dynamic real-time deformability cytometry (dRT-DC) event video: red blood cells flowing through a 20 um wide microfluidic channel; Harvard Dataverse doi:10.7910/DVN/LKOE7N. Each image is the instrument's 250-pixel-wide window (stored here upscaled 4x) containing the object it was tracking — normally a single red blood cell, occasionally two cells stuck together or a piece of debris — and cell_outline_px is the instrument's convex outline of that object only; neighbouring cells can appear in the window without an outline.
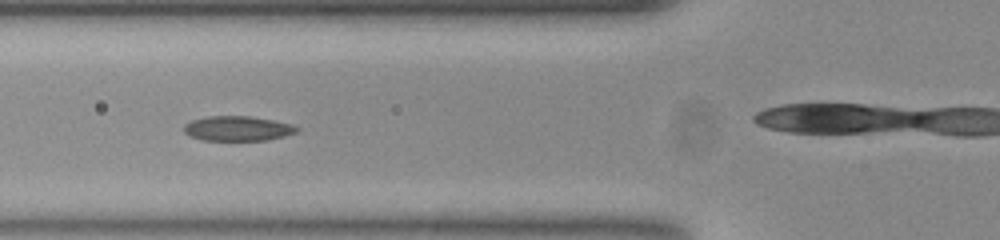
{"species": "common noctule bat (a hibernating species)", "species_latin": "Nyctalus noctula", "temperature_condition": "room temperature", "stored_images_in_passage": 43, "camera_frame_rate_fps": 3000, "um_per_image_px": 0.085, "animal": {"sex": "female", "body_mass_g": 23.0, "forearm_length_mm": 53.4}, "frame": {"image": 1, "passage_image": 19, "time_ms": 6.0, "image_size_px": [1000, 240], "cell_outline_px": [[300, 128], [296, 132], [284, 136], [264, 140], [204, 140], [192, 136], [184, 132], [184, 124], [192, 120], [208, 116], [248, 116], [272, 120], [292, 124]], "centroid_in_image_um": [20.2, 10.91], "position_along_channel_um": 105.6, "area_um2": 16.13}}
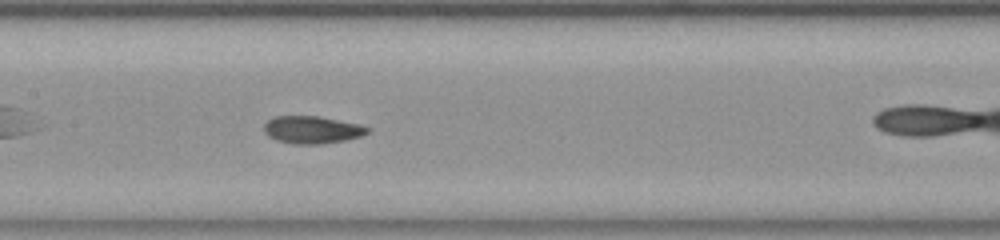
{"frame": {"image": 2, "passage_image": 25, "time_ms": 8.0, "image_size_px": [1000, 240], "cell_outline_px": [[372, 128], [368, 132], [360, 136], [344, 140], [320, 144], [296, 144], [276, 140], [268, 136], [264, 132], [264, 124], [268, 120], [276, 116], [320, 116], [360, 124]], "centroid_in_image_um": [26.53, 11.02], "position_along_channel_um": 180.9, "area_um2": 16.59}}